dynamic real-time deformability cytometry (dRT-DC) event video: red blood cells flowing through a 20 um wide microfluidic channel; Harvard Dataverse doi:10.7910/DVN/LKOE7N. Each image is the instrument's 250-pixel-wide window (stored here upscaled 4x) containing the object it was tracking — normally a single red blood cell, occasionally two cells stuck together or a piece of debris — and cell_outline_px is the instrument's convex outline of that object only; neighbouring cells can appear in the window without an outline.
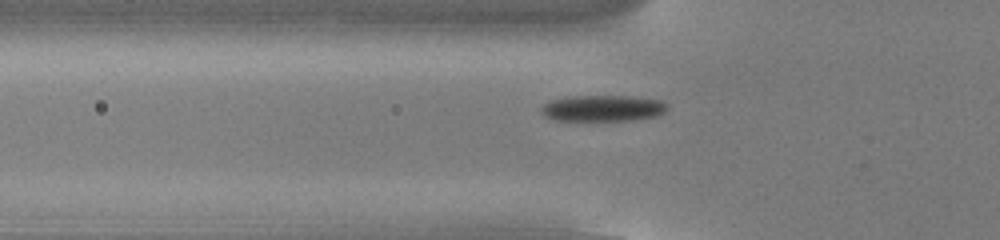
{"species": "common noctule bat (a hibernating species)", "species_latin": "Nyctalus noctula", "temperature_condition": "cold", "stored_images_in_passage": 52, "camera_frame_rate_fps": 3000, "um_per_image_px": 0.085, "animal": {"sex": "male", "body_mass_g": 13.0, "forearm_length_mm": 53.1}, "frame": {"image": 1, "passage_image": 17, "time_ms": 5.333, "image_size_px": [1000, 240], "cell_outline_px": [[668, 108], [664, 112], [656, 116], [632, 120], [556, 120], [544, 116], [540, 112], [540, 108], [544, 104], [552, 100], [568, 96], [628, 96], [660, 100], [668, 104]], "centroid_in_image_um": [51.23, 9.2], "position_along_channel_um": 74.6, "area_um2": 19.19}}
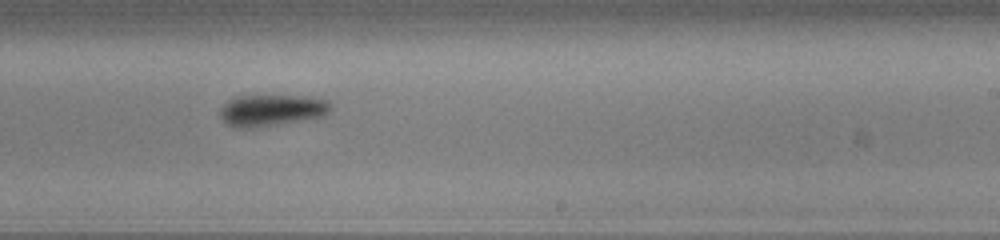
{"frame": {"image": 2, "passage_image": 32, "time_ms": 10.333, "image_size_px": [1000, 240], "cell_outline_px": [[332, 108], [324, 116], [252, 128], [232, 128], [220, 116], [220, 108], [228, 100], [236, 96], [308, 96], [328, 100], [332, 104]], "centroid_in_image_um": [23.09, 9.36], "position_along_channel_um": 265.9, "area_um2": 20.29}}
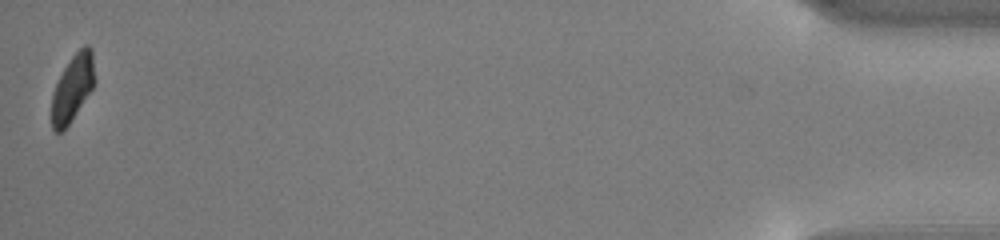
{"frame": {"image": 3, "passage_image": 52, "time_ms": 17.0, "image_size_px": [1000, 240], "cell_outline_px": [[96, 80], [92, 88], [68, 124], [60, 132], [56, 132], [52, 128], [52, 92], [64, 68], [72, 56], [84, 44], [88, 44], [92, 48]], "centroid_in_image_um": [6.19, 7.41], "position_along_channel_um": 429.0, "area_um2": 16.47}, "authors_computed_cell_mechanics": {"area_um2": 18.9873, "velocity_mm_per_s": 3.8284, "shape_relaxation_time_tau1_ms": 1.6173, "shape_relaxation_time_tau2_ms": null, "deformation_change_tau1": 0.0954, "deformation_change_tau2": null}}